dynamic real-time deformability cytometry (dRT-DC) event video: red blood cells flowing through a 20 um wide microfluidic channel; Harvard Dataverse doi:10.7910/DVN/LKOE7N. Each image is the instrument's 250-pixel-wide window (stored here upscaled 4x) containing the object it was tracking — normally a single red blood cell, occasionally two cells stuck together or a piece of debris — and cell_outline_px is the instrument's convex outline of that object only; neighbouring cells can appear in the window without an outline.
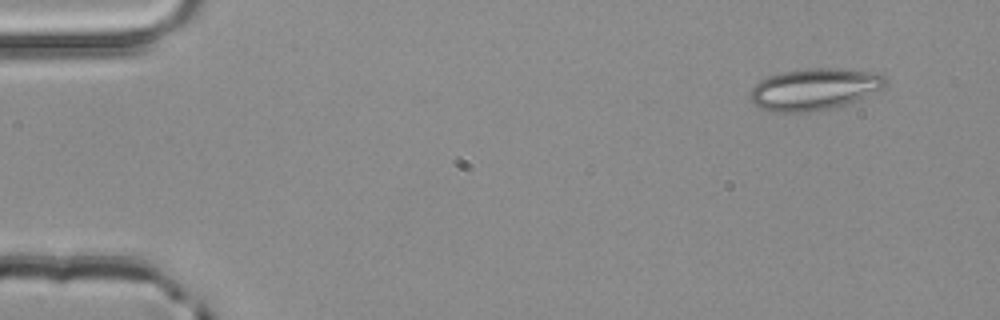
{"species": "common noctule bat (a hibernating species)", "species_latin": "Nyctalus noctula", "temperature_condition": "room temperature", "stored_images_in_passage": 4, "segment_of_instrument_passage": [1, 2], "camera_frame_rate_fps": 3000, "um_per_image_px": 0.085, "animal": {"sex": "male", "body_mass_g": 20.4}, "frame": {"image": 1, "passage_image": 1, "time_ms": 0.0, "image_size_px": [1000, 320], "cell_outline_px": [[888, 84], [884, 88], [856, 100], [844, 104], [828, 108], [808, 112], [772, 112], [760, 108], [752, 104], [748, 96], [752, 88], [760, 80], [768, 76], [780, 72], [808, 68], [840, 68], [872, 72], [884, 76], [888, 80]], "centroid_in_image_um": [69.19, 7.57], "position_along_channel_um": 15.8, "area_um2": 33.0}}
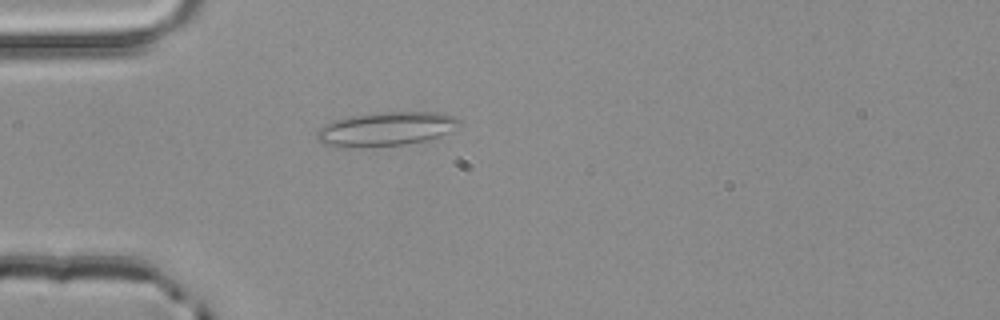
{"frame": {"image": 2, "passage_image": 3, "time_ms": 0.667, "image_size_px": [1000, 320], "cell_outline_px": [[460, 124], [448, 132], [424, 140], [404, 144], [348, 148], [320, 144], [316, 140], [316, 132], [324, 124], [336, 120], [352, 116], [380, 112], [436, 112], [452, 116], [460, 120]], "centroid_in_image_um": [32.72, 10.97], "position_along_channel_um": 52.3, "area_um2": 27.92}}